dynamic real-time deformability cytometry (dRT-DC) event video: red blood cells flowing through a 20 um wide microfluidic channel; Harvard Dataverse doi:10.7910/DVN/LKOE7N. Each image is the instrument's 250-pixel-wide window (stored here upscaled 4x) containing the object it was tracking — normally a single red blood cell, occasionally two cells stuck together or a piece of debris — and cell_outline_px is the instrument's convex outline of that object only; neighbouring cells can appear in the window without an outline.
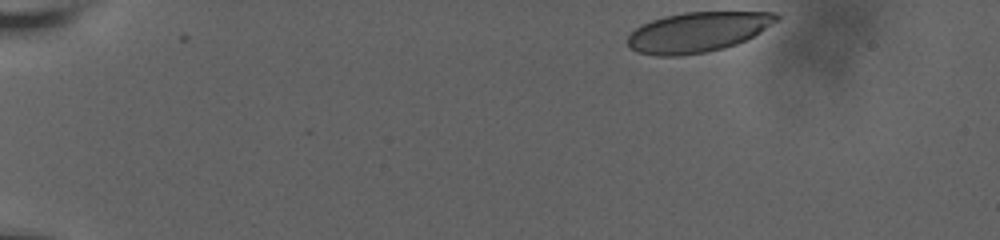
{"species": "human", "species_latin": "Homo sapiens", "temperature_condition": "room temperature", "stored_images_in_passage": 13, "camera_frame_rate_fps": 3000, "um_per_image_px": 0.085, "donor": {"sex": "male"}, "frame": {"image": 1, "passage_image": 1, "time_ms": 0.0, "image_size_px": [1000, 240], "cell_outline_px": [[780, 16], [776, 20], [760, 32], [736, 44], [724, 48], [704, 52], [680, 56], [656, 56], [636, 52], [628, 44], [628, 36], [640, 24], [664, 16], [684, 12], [772, 12]], "centroid_in_image_um": [59.25, 2.73], "position_along_channel_um": 25.7, "area_um2": 34.45}}
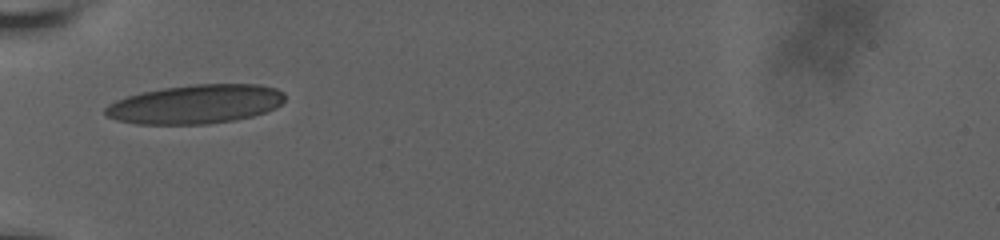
{"frame": {"image": 2, "passage_image": 11, "time_ms": 4.333, "image_size_px": [1000, 240], "cell_outline_px": [[284, 100], [276, 108], [252, 116], [236, 120], [208, 124], [136, 124], [116, 120], [108, 116], [104, 112], [104, 108], [108, 104], [116, 100], [128, 96], [144, 92], [164, 88], [192, 84], [260, 84], [276, 88], [284, 92]], "centroid_in_image_um": [16.64, 8.86], "position_along_channel_um": 68.4, "area_um2": 40.86}}
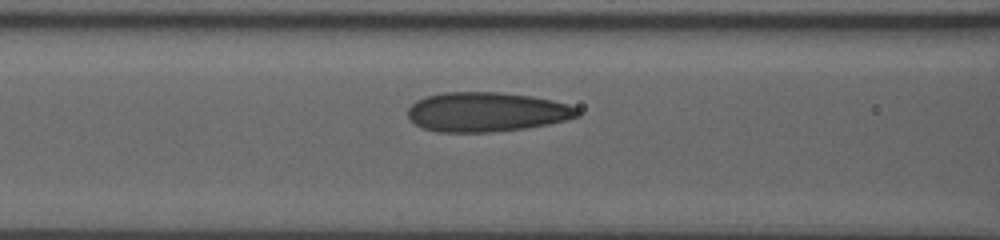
{"frame": {"image": 3, "passage_image": 13, "time_ms": 6.0, "image_size_px": [1000, 240], "cell_outline_px": [[580, 116], [568, 120], [548, 124], [524, 128], [492, 132], [440, 132], [424, 128], [416, 124], [408, 116], [408, 108], [416, 100], [424, 96], [444, 92], [500, 92], [532, 96], [552, 100], [568, 104], [576, 108], [580, 112]], "centroid_in_image_um": [41.37, 9.51], "position_along_channel_um": 125.2, "area_um2": 39.13}}